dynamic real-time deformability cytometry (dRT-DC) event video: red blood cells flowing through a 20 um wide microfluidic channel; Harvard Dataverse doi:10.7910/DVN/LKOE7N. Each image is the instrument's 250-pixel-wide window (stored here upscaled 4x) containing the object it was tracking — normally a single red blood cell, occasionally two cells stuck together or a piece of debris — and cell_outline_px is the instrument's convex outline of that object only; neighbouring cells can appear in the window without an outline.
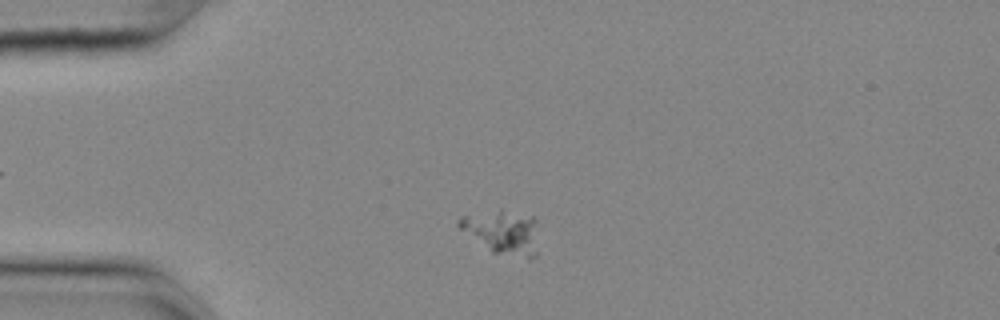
{"species": "common noctule bat (a hibernating species)", "species_latin": "Nyctalus noctula", "temperature_condition": "cold", "stored_images_in_passage": 38, "camera_frame_rate_fps": 3000, "um_per_image_px": 0.085, "animal": {"sex": "female", "body_mass_g": 25.1}, "frame": {"image": 1, "passage_image": 7, "time_ms": 2.0, "image_size_px": [1000, 320], "cell_outline_px": [[536, 256], [528, 260], [492, 252], [460, 228], [456, 224], [456, 220], [460, 216], [500, 208], [536, 216]], "centroid_in_image_um": [42.73, 19.7], "position_along_channel_um": 42.3, "area_um2": 20.81}}
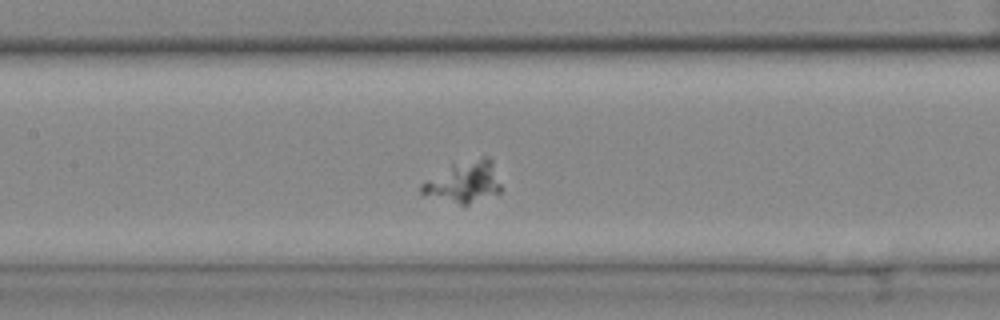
{"frame": {"image": 2, "passage_image": 20, "time_ms": 6.333, "image_size_px": [1000, 320], "cell_outline_px": [[500, 192], [468, 204], [460, 204], [420, 192], [420, 184], [424, 180], [452, 164], [480, 156], [488, 156], [492, 160], [500, 184]], "centroid_in_image_um": [39.44, 15.42], "position_along_channel_um": 168.0, "area_um2": 18.84}}
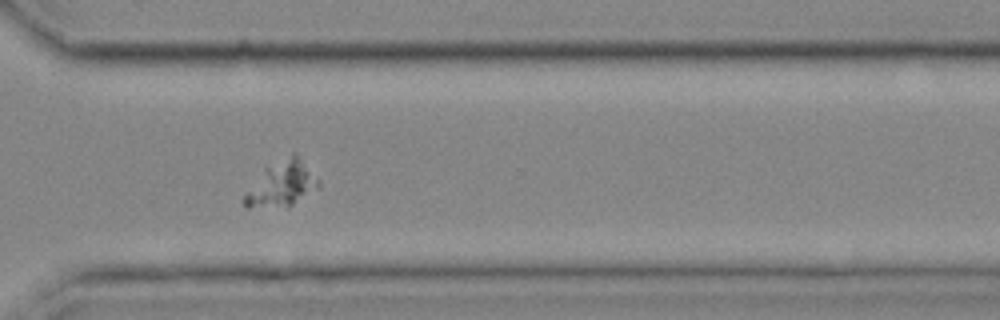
{"frame": {"image": 3, "passage_image": 35, "time_ms": 11.333, "image_size_px": [1000, 320], "cell_outline_px": [[320, 188], [288, 208], [248, 208], [244, 204], [244, 196], [264, 168], [292, 152], [296, 152], [320, 180]], "centroid_in_image_um": [24.01, 15.65], "position_along_channel_um": 346.6, "area_um2": 20.0}}